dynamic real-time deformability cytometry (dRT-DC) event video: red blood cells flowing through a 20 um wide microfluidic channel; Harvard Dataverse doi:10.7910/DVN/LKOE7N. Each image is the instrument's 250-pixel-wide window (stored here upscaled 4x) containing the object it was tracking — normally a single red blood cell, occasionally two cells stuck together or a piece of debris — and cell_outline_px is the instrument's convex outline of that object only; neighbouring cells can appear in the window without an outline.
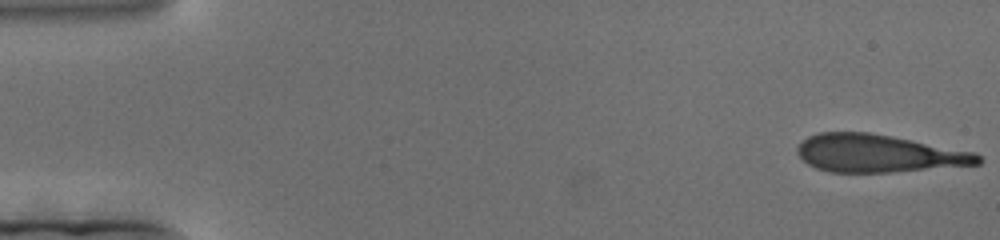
{"species": "human", "species_latin": "Homo sapiens", "temperature_condition": "cold", "stored_images_in_passage": 190, "camera_frame_rate_fps": 3000, "um_per_image_px": 0.085, "donor": {"sex": "female"}, "frame": {"image": 1, "passage_image": 1, "time_ms": 0.0, "image_size_px": [1000, 240], "cell_outline_px": [[984, 160], [980, 164], [888, 172], [828, 172], [816, 168], [808, 164], [796, 152], [796, 148], [808, 136], [816, 132], [868, 132], [912, 140], [976, 152]], "centroid_in_image_um": [74.65, 13.04], "position_along_channel_um": 10.3, "area_um2": 39.54}}
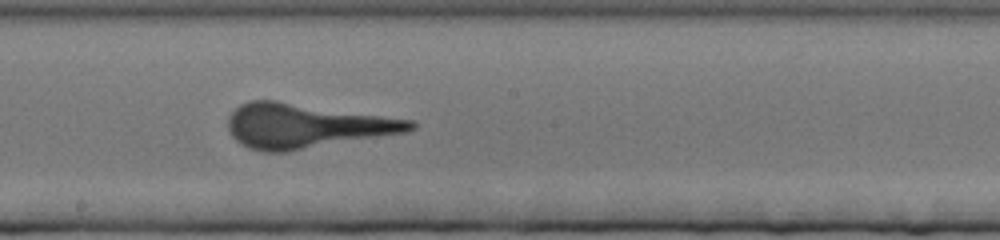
{"frame": {"image": 2, "passage_image": 103, "time_ms": 34.0, "image_size_px": [1000, 240], "cell_outline_px": [[416, 128], [408, 132], [288, 152], [264, 152], [248, 148], [240, 144], [228, 132], [228, 116], [240, 104], [248, 100], [276, 100], [416, 120]], "centroid_in_image_um": [26.03, 10.7], "position_along_channel_um": 222.2, "area_um2": 47.8}}
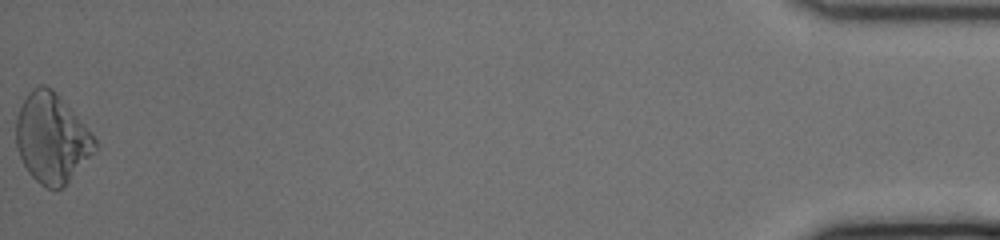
{"frame": {"image": 3, "passage_image": 190, "time_ms": 63.0, "image_size_px": [1000, 240], "cell_outline_px": [[96, 148], [68, 180], [56, 192], [44, 188], [28, 172], [16, 148], [16, 116], [28, 92], [32, 88], [40, 84], [44, 84], [52, 88], [60, 96], [92, 132], [96, 140]], "centroid_in_image_um": [4.37, 11.72], "position_along_channel_um": 430.8, "area_um2": 40.86}}